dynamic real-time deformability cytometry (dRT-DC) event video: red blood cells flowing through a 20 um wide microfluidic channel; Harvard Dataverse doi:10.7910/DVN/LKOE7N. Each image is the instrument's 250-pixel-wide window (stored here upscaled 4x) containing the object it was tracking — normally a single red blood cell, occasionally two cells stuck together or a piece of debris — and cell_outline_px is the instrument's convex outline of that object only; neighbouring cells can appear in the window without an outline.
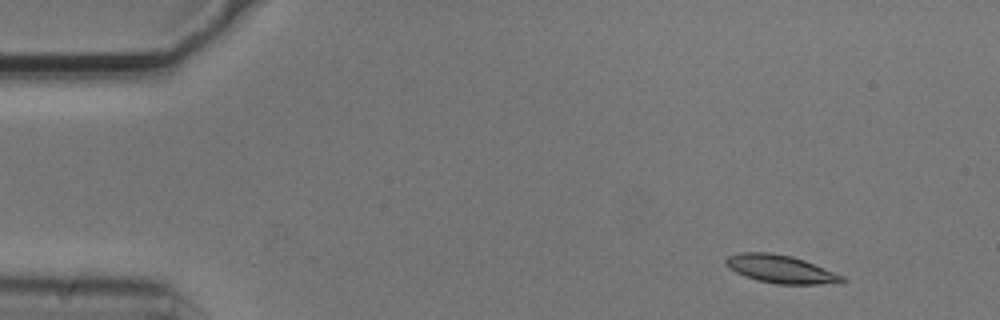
{"species": "common noctule bat (a hibernating species)", "species_latin": "Nyctalus noctula", "temperature_condition": "cold", "stored_images_in_passage": 3, "camera_frame_rate_fps": 3000, "um_per_image_px": 0.085, "animal": {"sex": "male", "body_mass_g": 20.5, "forearm_length_mm": 52.5}, "frame": {"image": 1, "passage_image": 1, "time_ms": 0.0, "image_size_px": [1000, 320], "cell_outline_px": [[848, 280], [840, 284], [776, 284], [756, 280], [744, 276], [728, 268], [724, 260], [728, 256], [740, 252], [772, 252], [792, 256], [804, 260], [844, 276]], "centroid_in_image_um": [66.37, 22.88], "position_along_channel_um": 18.6, "area_um2": 19.25}}
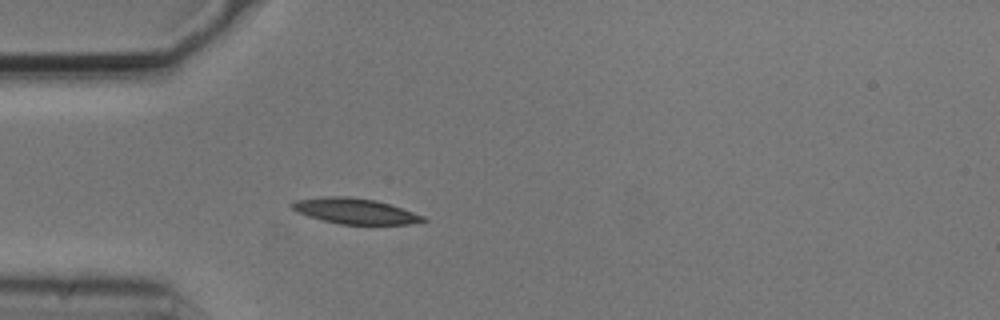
{"frame": {"image": 2, "passage_image": 3, "time_ms": 0.667, "image_size_px": [1000, 320], "cell_outline_px": [[428, 220], [408, 224], [340, 224], [308, 216], [292, 208], [288, 204], [296, 200], [328, 196], [348, 196], [376, 200], [424, 216]], "centroid_in_image_um": [30.16, 17.93], "position_along_channel_um": 54.8, "area_um2": 19.19}}